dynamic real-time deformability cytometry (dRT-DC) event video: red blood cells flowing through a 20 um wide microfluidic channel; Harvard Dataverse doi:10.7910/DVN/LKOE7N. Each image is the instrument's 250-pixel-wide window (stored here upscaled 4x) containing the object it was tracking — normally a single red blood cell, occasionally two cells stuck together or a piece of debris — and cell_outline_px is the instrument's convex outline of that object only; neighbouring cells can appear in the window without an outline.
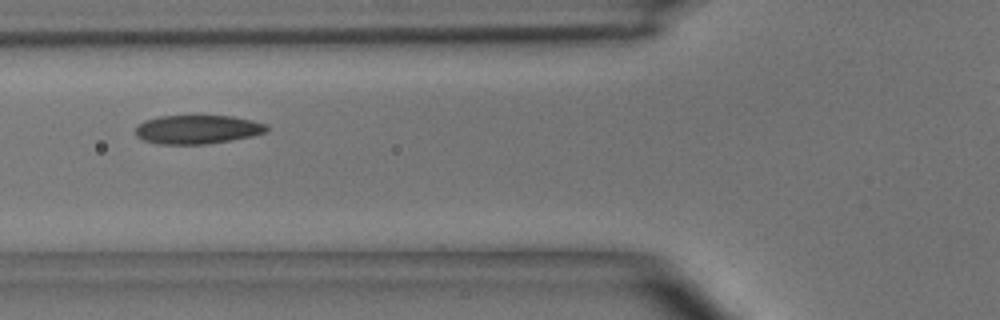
{"species": "common noctule bat (a hibernating species)", "species_latin": "Nyctalus noctula", "temperature_condition": "room temperature", "stored_images_in_passage": 7, "camera_frame_rate_fps": 3000, "um_per_image_px": 0.085, "animal": {"sex": "male", "body_mass_g": 15.6}, "frame": {"image": 1, "passage_image": 6, "time_ms": 5.667, "image_size_px": [1000, 320], "cell_outline_px": [[268, 132], [252, 136], [232, 140], [208, 144], [160, 144], [144, 140], [136, 136], [136, 128], [144, 120], [160, 116], [232, 116], [252, 120], [264, 124], [268, 128]], "centroid_in_image_um": [16.8, 11.01], "position_along_channel_um": 109.0, "area_um2": 21.96}}